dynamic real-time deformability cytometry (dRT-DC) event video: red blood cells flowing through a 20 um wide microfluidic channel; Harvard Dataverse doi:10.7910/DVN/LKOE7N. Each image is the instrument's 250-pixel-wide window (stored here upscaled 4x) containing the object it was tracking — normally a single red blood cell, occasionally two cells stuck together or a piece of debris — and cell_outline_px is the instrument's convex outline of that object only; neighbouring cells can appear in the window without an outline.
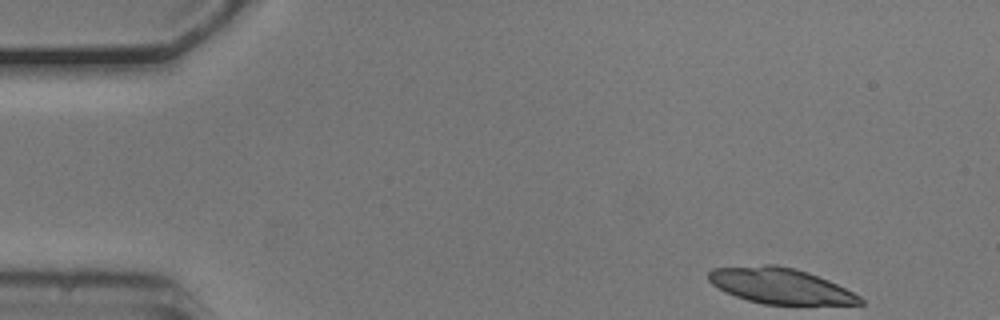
{"species": "common noctule bat (a hibernating species)", "species_latin": "Nyctalus noctula", "temperature_condition": "cold", "stored_images_in_passage": 12, "camera_frame_rate_fps": 3000, "um_per_image_px": 0.085, "animal": {"sex": "male", "body_mass_g": 20.5, "forearm_length_mm": 52.5}, "frame": {"image": 1, "passage_image": 1, "time_ms": 0.0, "image_size_px": [1000, 320], "cell_outline_px": [[864, 304], [764, 304], [748, 300], [724, 292], [712, 284], [708, 280], [708, 272], [712, 268], [764, 264], [776, 264], [796, 268], [808, 272], [828, 280], [860, 296], [864, 300]], "centroid_in_image_um": [66.28, 24.28], "position_along_channel_um": 18.7, "area_um2": 31.44}}